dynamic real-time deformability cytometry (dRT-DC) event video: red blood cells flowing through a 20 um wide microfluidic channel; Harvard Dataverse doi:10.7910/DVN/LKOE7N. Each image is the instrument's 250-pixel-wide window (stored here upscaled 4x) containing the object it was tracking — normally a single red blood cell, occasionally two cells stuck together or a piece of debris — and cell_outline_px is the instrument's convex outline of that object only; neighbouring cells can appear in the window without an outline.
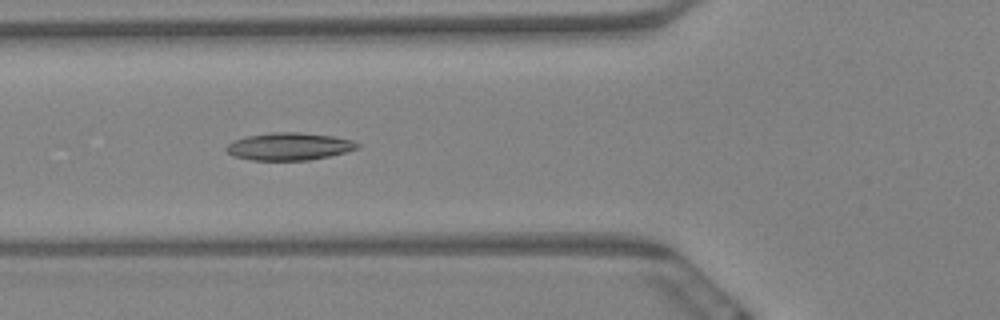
{"species": "Egyptian fruit bat (a non-hibernating species)", "species_latin": "Rousettus aegyptiacus", "temperature_condition": "warm", "stored_images_in_passage": 8, "camera_frame_rate_fps": 3000, "um_per_image_px": 0.085, "animal": {"sex": "female"}, "frame": {"image": 1, "passage_image": 6, "time_ms": 1.667, "image_size_px": [1000, 320], "cell_outline_px": [[360, 148], [328, 156], [308, 160], [252, 160], [232, 156], [224, 148], [232, 140], [244, 136], [272, 132], [300, 132], [332, 136], [352, 140], [360, 144]], "centroid_in_image_um": [24.54, 12.44], "position_along_channel_um": 101.3, "area_um2": 21.1}}
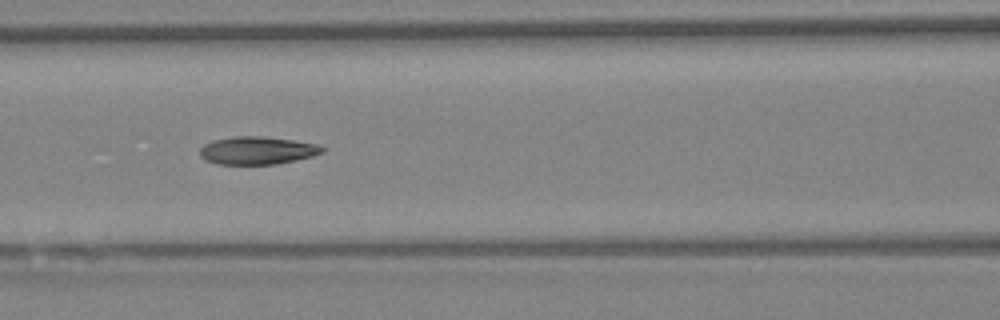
{"frame": {"image": 2, "passage_image": 7, "time_ms": 2.0, "image_size_px": [1000, 320], "cell_outline_px": [[324, 152], [312, 156], [296, 160], [276, 164], [216, 164], [204, 160], [200, 156], [200, 148], [204, 144], [212, 140], [232, 136], [260, 136], [292, 140], [316, 144], [324, 148]], "centroid_in_image_um": [21.82, 12.79], "position_along_channel_um": 144.8, "area_um2": 19.88}}
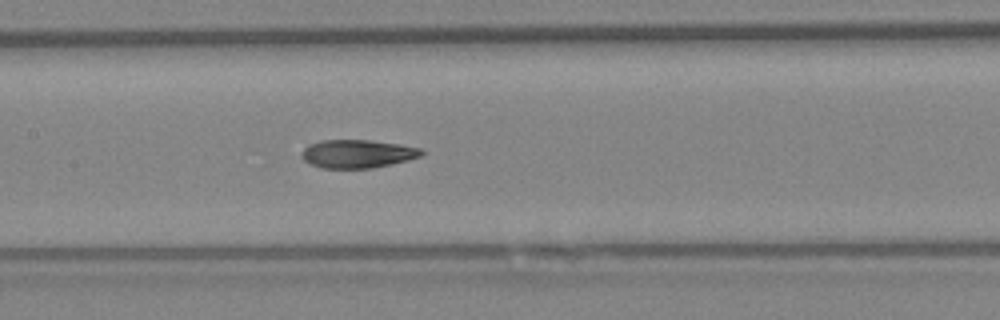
{"frame": {"image": 3, "passage_image": 8, "time_ms": 2.333, "image_size_px": [1000, 320], "cell_outline_px": [[424, 152], [420, 156], [408, 160], [392, 164], [372, 168], [320, 168], [304, 160], [300, 156], [304, 148], [308, 144], [324, 140], [372, 140], [424, 148]], "centroid_in_image_um": [30.4, 13.07], "position_along_channel_um": 177.0, "area_um2": 19.83}}